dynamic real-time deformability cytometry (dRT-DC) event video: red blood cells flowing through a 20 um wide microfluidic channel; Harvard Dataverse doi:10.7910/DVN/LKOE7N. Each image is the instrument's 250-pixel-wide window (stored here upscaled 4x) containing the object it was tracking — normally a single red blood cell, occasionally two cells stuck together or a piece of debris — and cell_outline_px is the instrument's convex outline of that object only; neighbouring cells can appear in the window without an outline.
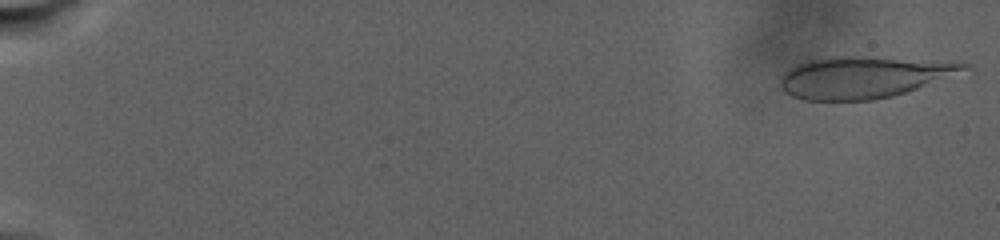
{"species": "human", "species_latin": "Homo sapiens", "temperature_condition": "warm", "stored_images_in_passage": 75, "camera_frame_rate_fps": 3000, "um_per_image_px": 0.085, "donor": {"sex": "male"}, "frame": {"image": 1, "passage_image": 2, "time_ms": 0.333, "image_size_px": [1000, 240], "cell_outline_px": [[968, 68], [916, 88], [892, 96], [872, 100], [804, 100], [792, 96], [784, 92], [780, 88], [780, 80], [784, 72], [796, 64], [808, 60], [832, 56], [852, 56], [956, 60], [968, 64]], "centroid_in_image_um": [73.35, 6.54], "position_along_channel_um": 11.6, "area_um2": 44.51}}
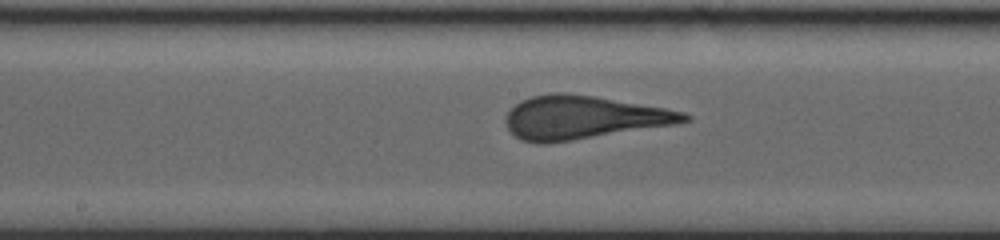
{"frame": {"image": 2, "passage_image": 43, "time_ms": 17.667, "image_size_px": [1000, 240], "cell_outline_px": [[692, 120], [676, 124], [548, 144], [536, 144], [520, 140], [508, 128], [504, 120], [508, 112], [520, 100], [532, 96], [552, 92], [564, 92], [596, 96], [664, 108], [684, 112], [692, 116]], "centroid_in_image_um": [49.55, 9.99], "position_along_channel_um": 198.6, "area_um2": 45.2}}
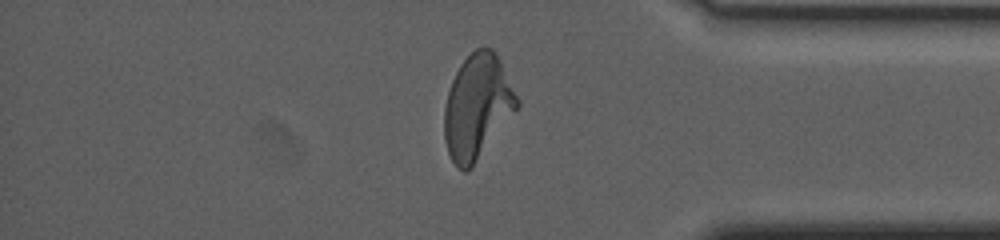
{"frame": {"image": 3, "passage_image": 68, "time_ms": 27.0, "image_size_px": [1000, 240], "cell_outline_px": [[520, 104], [472, 168], [464, 172], [456, 168], [448, 152], [444, 140], [444, 108], [448, 92], [452, 80], [460, 64], [476, 48], [492, 48], [496, 52], [520, 100]], "centroid_in_image_um": [40.56, 9.09], "position_along_channel_um": 394.6, "area_um2": 44.1}}